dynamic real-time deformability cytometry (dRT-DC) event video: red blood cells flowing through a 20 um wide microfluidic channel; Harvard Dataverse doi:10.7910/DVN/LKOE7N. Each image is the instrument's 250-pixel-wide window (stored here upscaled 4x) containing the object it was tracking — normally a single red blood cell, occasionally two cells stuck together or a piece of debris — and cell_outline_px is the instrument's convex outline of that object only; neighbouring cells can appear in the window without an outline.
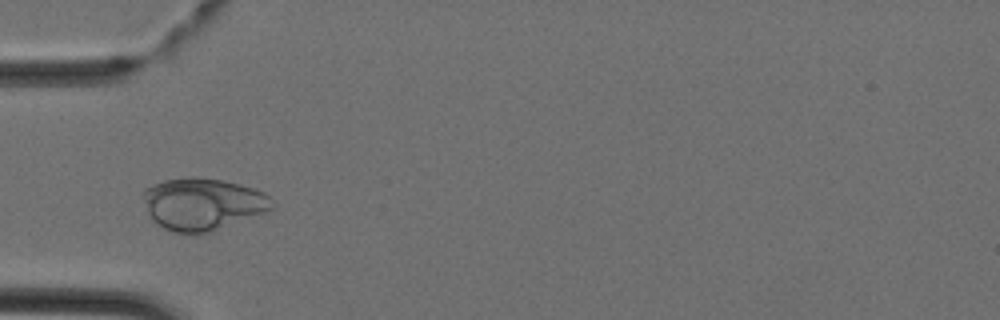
{"species": "Egyptian fruit bat (a non-hibernating species)", "species_latin": "Rousettus aegyptiacus", "temperature_condition": "cold", "stored_images_in_passage": 4, "camera_frame_rate_fps": 3000, "um_per_image_px": 0.085, "animal": {"sex": "female"}, "frame": {"image": 1, "passage_image": 4, "time_ms": 1.0, "image_size_px": [1000, 320], "cell_outline_px": [[272, 208], [264, 212], [212, 232], [192, 236], [188, 236], [172, 232], [156, 224], [148, 216], [144, 200], [144, 192], [152, 184], [164, 180], [188, 176], [196, 176], [220, 180], [240, 184], [264, 192], [268, 196]], "centroid_in_image_um": [17.16, 17.37], "position_along_channel_um": 67.8, "area_um2": 39.42}}